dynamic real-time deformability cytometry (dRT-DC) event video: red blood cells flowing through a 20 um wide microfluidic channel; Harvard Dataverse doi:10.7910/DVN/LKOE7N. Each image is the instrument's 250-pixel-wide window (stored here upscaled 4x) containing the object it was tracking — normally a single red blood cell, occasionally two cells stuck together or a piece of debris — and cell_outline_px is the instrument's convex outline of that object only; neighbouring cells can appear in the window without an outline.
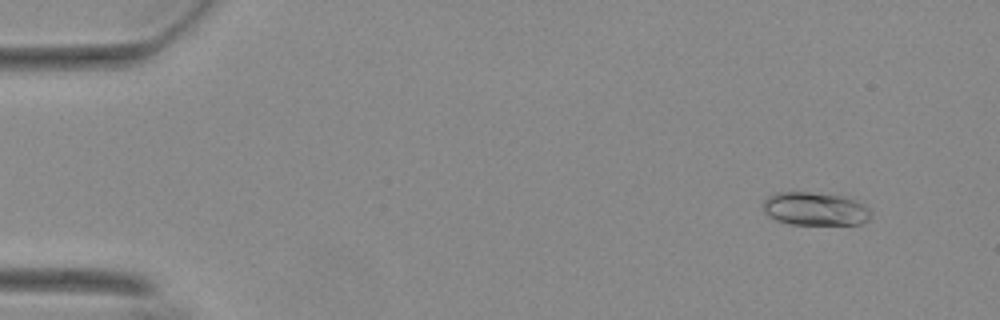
{"species": "Egyptian fruit bat (a non-hibernating species)", "species_latin": "Rousettus aegyptiacus", "temperature_condition": "warm", "stored_images_in_passage": 21, "camera_frame_rate_fps": 3000, "um_per_image_px": 0.085, "animal": {"sex": "female"}, "frame": {"image": 1, "passage_image": 5, "time_ms": 1.333, "image_size_px": [1000, 320], "cell_outline_px": [[872, 216], [868, 220], [860, 224], [792, 224], [776, 220], [768, 216], [764, 212], [764, 200], [768, 196], [776, 192], [808, 192], [848, 196], [864, 204], [872, 212]], "centroid_in_image_um": [69.32, 17.74], "position_along_channel_um": 15.7, "area_um2": 21.1}}
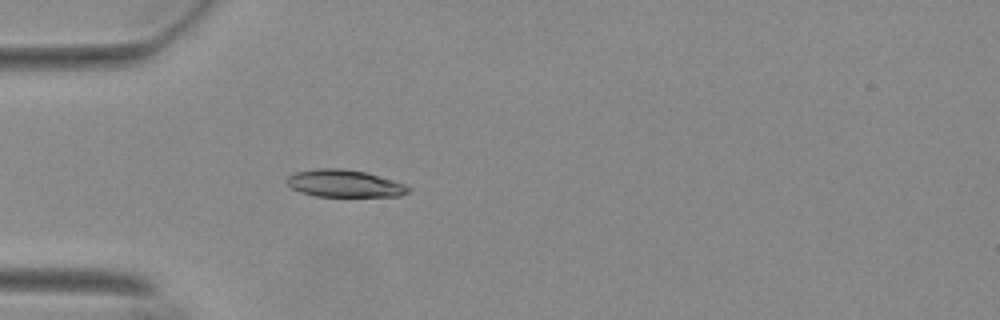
{"frame": {"image": 2, "passage_image": 17, "time_ms": 5.333, "image_size_px": [1000, 320], "cell_outline_px": [[412, 188], [408, 192], [400, 196], [316, 196], [300, 192], [292, 188], [284, 180], [288, 176], [296, 172], [316, 168], [344, 168], [364, 172], [408, 184]], "centroid_in_image_um": [29.29, 15.59], "position_along_channel_um": 55.7, "area_um2": 19.42}}
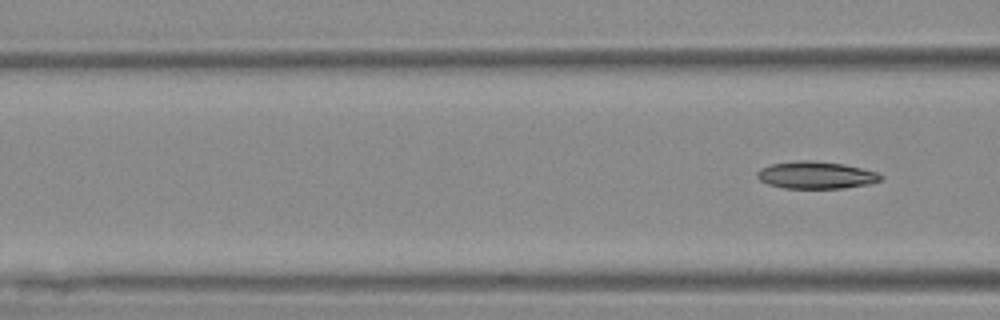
{"frame": {"image": 3, "passage_image": 21, "time_ms": 6.667, "image_size_px": [1000, 320], "cell_outline_px": [[884, 176], [880, 180], [868, 184], [844, 188], [784, 188], [768, 184], [760, 180], [756, 176], [756, 172], [760, 168], [772, 164], [800, 160], [812, 160], [844, 164], [876, 172]], "centroid_in_image_um": [69.34, 14.88], "position_along_channel_um": 97.3, "area_um2": 19.54}}